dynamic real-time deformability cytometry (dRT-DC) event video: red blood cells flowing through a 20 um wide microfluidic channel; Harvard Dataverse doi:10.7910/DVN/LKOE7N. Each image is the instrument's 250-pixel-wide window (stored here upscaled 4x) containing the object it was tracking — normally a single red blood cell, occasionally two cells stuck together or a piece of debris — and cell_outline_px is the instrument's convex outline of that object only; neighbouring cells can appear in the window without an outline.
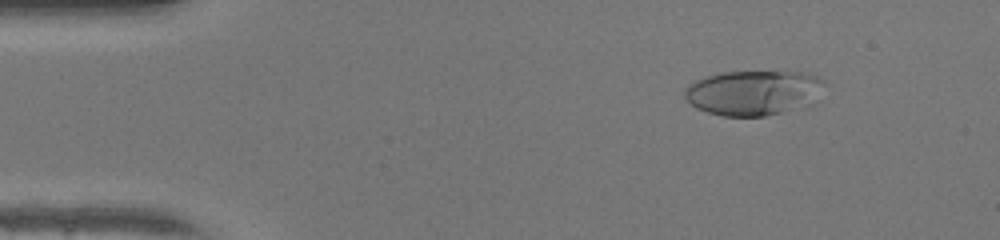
{"species": "human", "species_latin": "Homo sapiens", "temperature_condition": "warm", "stored_images_in_passage": 48, "camera_frame_rate_fps": 3000, "um_per_image_px": 0.085, "donor": {"sex": "female"}, "frame": {"image": 1, "passage_image": 6, "time_ms": 1.667, "image_size_px": [1000, 240], "cell_outline_px": [[824, 80], [812, 104], [764, 116], [724, 116], [708, 112], [696, 108], [684, 96], [684, 88], [688, 84], [696, 80], [708, 76], [724, 72], [800, 72], [816, 76]], "centroid_in_image_um": [63.99, 7.88], "position_along_channel_um": 21.0, "area_um2": 36.07}}
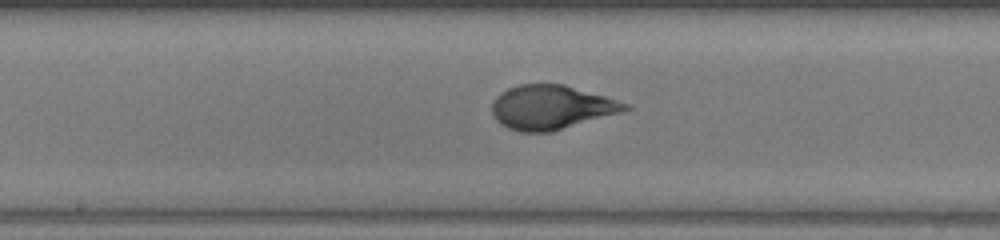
{"frame": {"image": 2, "passage_image": 25, "time_ms": 8.0, "image_size_px": [1000, 240], "cell_outline_px": [[632, 108], [620, 112], [552, 132], [520, 132], [508, 128], [500, 124], [496, 120], [492, 112], [492, 104], [496, 96], [500, 92], [508, 88], [520, 84], [564, 84], [632, 104]], "centroid_in_image_um": [46.85, 9.12], "position_along_channel_um": 201.3, "area_um2": 34.28}}
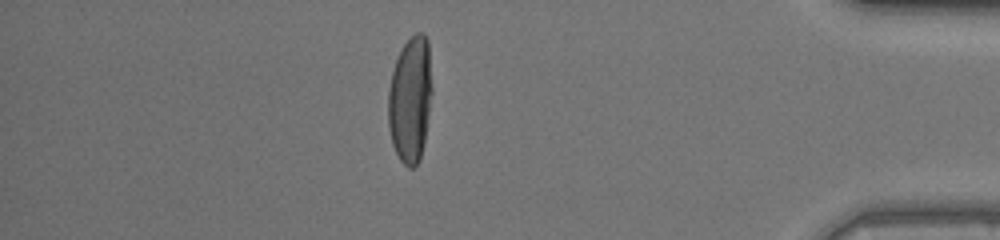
{"frame": {"image": 3, "passage_image": 42, "time_ms": 13.667, "image_size_px": [1000, 240], "cell_outline_px": [[432, 92], [424, 144], [420, 160], [412, 168], [408, 168], [400, 160], [392, 144], [388, 128], [388, 88], [392, 72], [396, 60], [404, 44], [416, 32], [424, 32], [428, 40], [432, 88]], "centroid_in_image_um": [34.87, 8.46], "position_along_channel_um": 400.3, "area_um2": 32.48}, "authors_computed_cell_mechanics": {"area_um2": 34.0153, "velocity_mm_per_s": 4.2504, "shape_relaxation_time_tau1_ms": 4.7325, "shape_relaxation_time_tau2_ms": null, "deformation_change_tau1": 0.2707, "deformation_change_tau2": null}}